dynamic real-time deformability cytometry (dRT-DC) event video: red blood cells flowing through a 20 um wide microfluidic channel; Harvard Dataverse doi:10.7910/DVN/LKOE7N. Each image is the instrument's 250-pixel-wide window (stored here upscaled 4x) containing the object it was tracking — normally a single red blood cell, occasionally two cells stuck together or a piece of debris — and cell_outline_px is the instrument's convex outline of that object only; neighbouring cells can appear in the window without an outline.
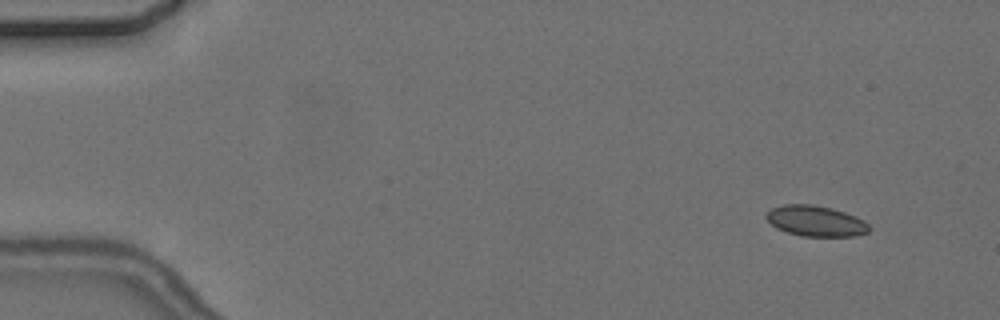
{"species": "common noctule bat (a hibernating species)", "species_latin": "Nyctalus noctula", "temperature_condition": "cold", "stored_images_in_passage": 11, "camera_frame_rate_fps": 3000, "um_per_image_px": 0.085, "animal": {"sex": "female", "body_mass_g": 24.6, "forearm_length_mm": 56.2}, "frame": {"image": 1, "passage_image": 2, "time_ms": 1.333, "image_size_px": [1000, 320], "cell_outline_px": [[872, 228], [868, 232], [856, 236], [800, 236], [776, 228], [764, 216], [772, 208], [784, 204], [812, 204], [832, 208], [856, 216], [864, 220]], "centroid_in_image_um": [69.36, 18.78], "position_along_channel_um": 15.6, "area_um2": 18.44}}
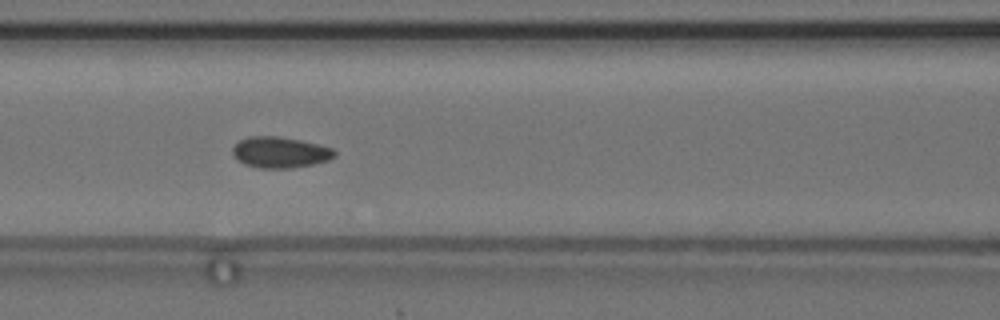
{"frame": {"image": 2, "passage_image": 7, "time_ms": 8.0, "image_size_px": [1000, 320], "cell_outline_px": [[336, 156], [328, 160], [312, 164], [292, 168], [260, 168], [244, 164], [232, 152], [232, 148], [240, 140], [248, 136], [276, 136], [300, 140], [332, 148], [336, 152]], "centroid_in_image_um": [23.81, 12.95], "position_along_channel_um": 142.8, "area_um2": 18.21}}